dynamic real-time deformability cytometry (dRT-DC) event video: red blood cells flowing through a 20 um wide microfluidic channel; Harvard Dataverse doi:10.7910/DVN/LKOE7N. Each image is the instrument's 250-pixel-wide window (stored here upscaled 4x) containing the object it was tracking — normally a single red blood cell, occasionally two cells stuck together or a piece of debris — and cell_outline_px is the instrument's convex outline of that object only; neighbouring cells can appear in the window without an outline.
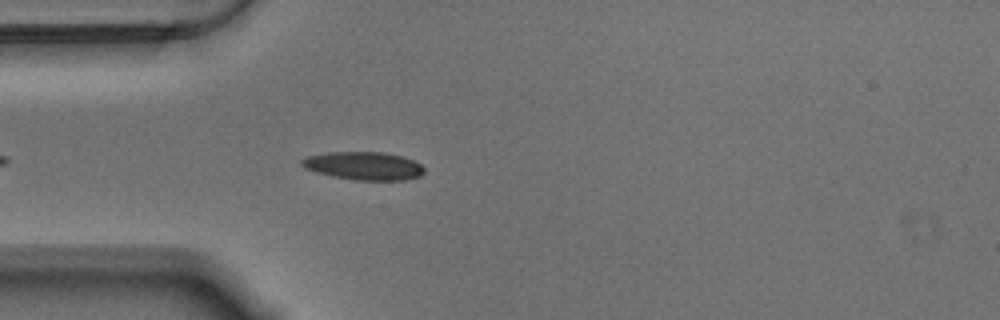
{"species": "Egyptian fruit bat (a non-hibernating species)", "species_latin": "Rousettus aegyptiacus", "temperature_condition": "warm", "stored_images_in_passage": 31, "camera_frame_rate_fps": 3000, "um_per_image_px": 0.085, "animal": {"sex": "male"}, "frame": {"image": 1, "passage_image": 6, "time_ms": 1.667, "image_size_px": [1000, 320], "cell_outline_px": [[424, 172], [420, 176], [404, 180], [356, 180], [332, 176], [316, 172], [304, 168], [300, 164], [300, 160], [308, 156], [328, 152], [384, 152], [416, 160], [424, 168]], "centroid_in_image_um": [30.92, 14.09], "position_along_channel_um": 54.1, "area_um2": 20.11}}
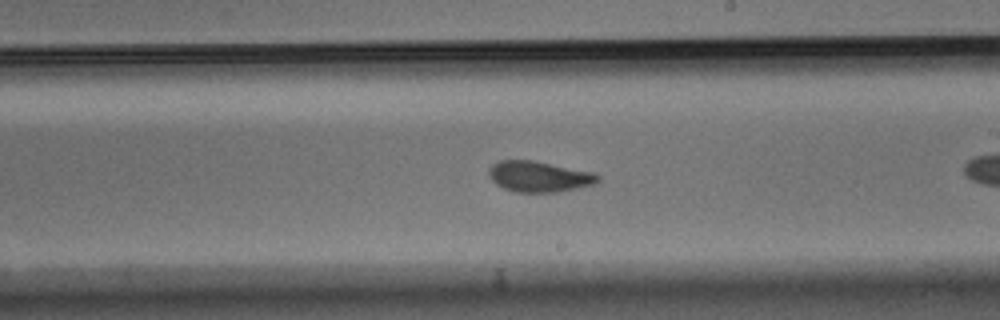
{"frame": {"image": 2, "passage_image": 19, "time_ms": 6.0, "image_size_px": [1000, 320], "cell_outline_px": [[600, 180], [596, 184], [556, 192], [516, 192], [504, 188], [496, 184], [488, 176], [488, 168], [492, 164], [500, 160], [536, 160], [596, 172], [600, 176]], "centroid_in_image_um": [45.85, 14.99], "position_along_channel_um": 243.2, "area_um2": 19.94}}
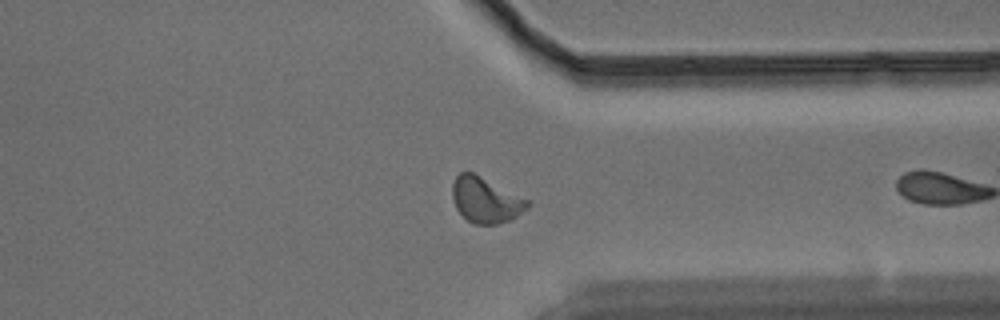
{"frame": {"image": 3, "passage_image": 30, "time_ms": 9.667, "image_size_px": [1000, 320], "cell_outline_px": [[532, 204], [528, 208], [516, 216], [508, 220], [496, 224], [476, 224], [468, 220], [456, 208], [452, 200], [452, 184], [456, 176], [460, 172], [472, 172], [532, 200]], "centroid_in_image_um": [41.31, 16.98], "position_along_channel_um": 370.1, "area_um2": 20.06}}